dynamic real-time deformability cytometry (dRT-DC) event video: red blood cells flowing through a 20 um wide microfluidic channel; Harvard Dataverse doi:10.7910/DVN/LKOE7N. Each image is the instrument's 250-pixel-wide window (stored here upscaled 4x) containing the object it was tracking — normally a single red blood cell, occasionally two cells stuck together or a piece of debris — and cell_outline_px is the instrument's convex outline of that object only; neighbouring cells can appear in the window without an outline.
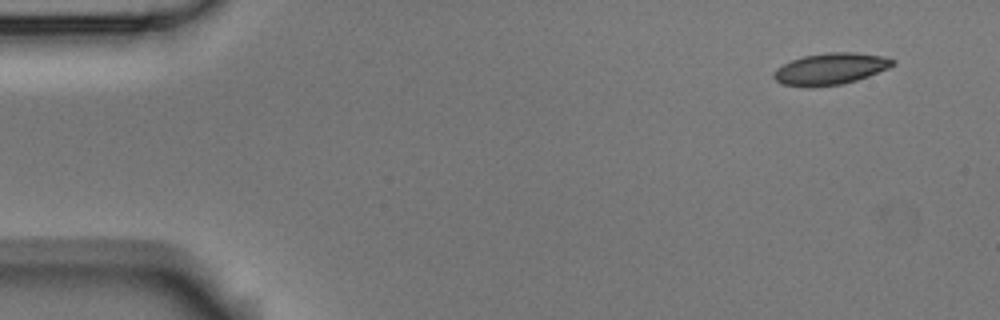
{"species": "Egyptian fruit bat (a non-hibernating species)", "species_latin": "Rousettus aegyptiacus", "temperature_condition": "room temperature", "stored_images_in_passage": 9, "camera_frame_rate_fps": 3000, "um_per_image_px": 0.085, "animal": {"sex": "male"}, "frame": {"image": 1, "passage_image": 1, "time_ms": 0.0, "image_size_px": [1000, 320], "cell_outline_px": [[896, 64], [888, 68], [868, 76], [856, 80], [840, 84], [808, 88], [780, 84], [772, 76], [772, 72], [776, 68], [792, 60], [804, 56], [828, 52], [856, 52], [884, 56], [896, 60]], "centroid_in_image_um": [70.57, 5.85], "position_along_channel_um": 14.4, "area_um2": 22.08}}